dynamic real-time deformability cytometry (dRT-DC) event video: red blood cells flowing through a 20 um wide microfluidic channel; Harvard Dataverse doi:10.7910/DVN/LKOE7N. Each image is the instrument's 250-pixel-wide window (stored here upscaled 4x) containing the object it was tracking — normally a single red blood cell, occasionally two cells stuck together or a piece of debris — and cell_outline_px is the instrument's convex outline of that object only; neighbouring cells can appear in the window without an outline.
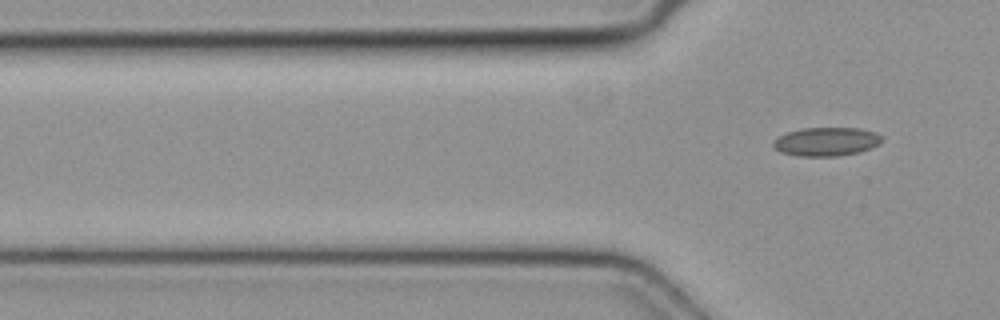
{"species": "common noctule bat (a hibernating species)", "species_latin": "Nyctalus noctula", "temperature_condition": "cold", "stored_images_in_passage": 4, "camera_frame_rate_fps": 3000, "um_per_image_px": 0.085, "animal": {"sex": "female", "body_mass_g": 19.3, "forearm_length_mm": 54.1}, "frame": {"image": 1, "passage_image": 4, "time_ms": 1.0, "image_size_px": [1000, 320], "cell_outline_px": [[880, 140], [876, 144], [860, 152], [836, 156], [800, 156], [780, 152], [772, 144], [772, 140], [788, 132], [804, 128], [860, 128], [876, 132], [880, 136]], "centroid_in_image_um": [70.19, 12.03], "position_along_channel_um": 55.6, "area_um2": 17.86}}